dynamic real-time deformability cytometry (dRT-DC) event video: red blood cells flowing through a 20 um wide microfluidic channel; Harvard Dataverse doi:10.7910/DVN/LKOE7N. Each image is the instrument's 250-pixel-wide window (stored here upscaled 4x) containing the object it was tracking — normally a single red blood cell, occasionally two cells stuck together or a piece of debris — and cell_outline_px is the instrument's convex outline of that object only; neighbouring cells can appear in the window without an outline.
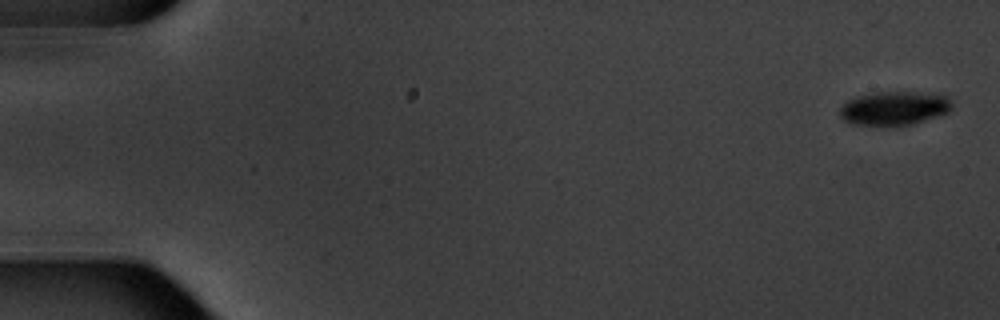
{"species": "common noctule bat (a hibernating species)", "species_latin": "Nyctalus noctula", "temperature_condition": "warm", "stored_images_in_passage": 6, "camera_frame_rate_fps": 3000, "um_per_image_px": 0.085, "animal": {"sex": "male", "body_mass_g": 20.1, "forearm_length_mm": 53.5}, "frame": {"image": 1, "passage_image": 1, "time_ms": 0.0, "image_size_px": [1000, 320], "cell_outline_px": [[952, 108], [948, 112], [940, 116], [912, 124], [896, 128], [888, 128], [848, 124], [840, 116], [840, 108], [848, 100], [856, 96], [876, 92], [912, 92], [948, 96], [952, 104]], "centroid_in_image_um": [75.98, 9.26], "position_along_channel_um": 9.0, "area_um2": 22.83}}
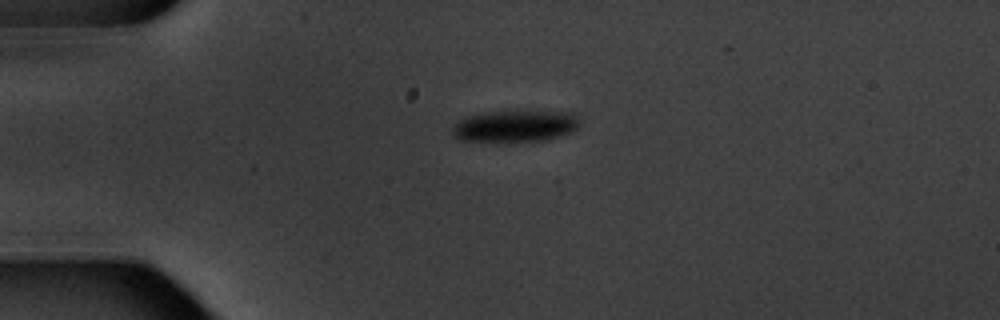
{"frame": {"image": 2, "passage_image": 4, "time_ms": 4.333, "image_size_px": [1000, 320], "cell_outline_px": [[580, 124], [572, 132], [548, 140], [516, 144], [496, 144], [460, 140], [452, 136], [452, 128], [464, 116], [484, 112], [576, 112], [580, 116]], "centroid_in_image_um": [43.77, 10.78], "position_along_channel_um": 41.2, "area_um2": 24.74}}